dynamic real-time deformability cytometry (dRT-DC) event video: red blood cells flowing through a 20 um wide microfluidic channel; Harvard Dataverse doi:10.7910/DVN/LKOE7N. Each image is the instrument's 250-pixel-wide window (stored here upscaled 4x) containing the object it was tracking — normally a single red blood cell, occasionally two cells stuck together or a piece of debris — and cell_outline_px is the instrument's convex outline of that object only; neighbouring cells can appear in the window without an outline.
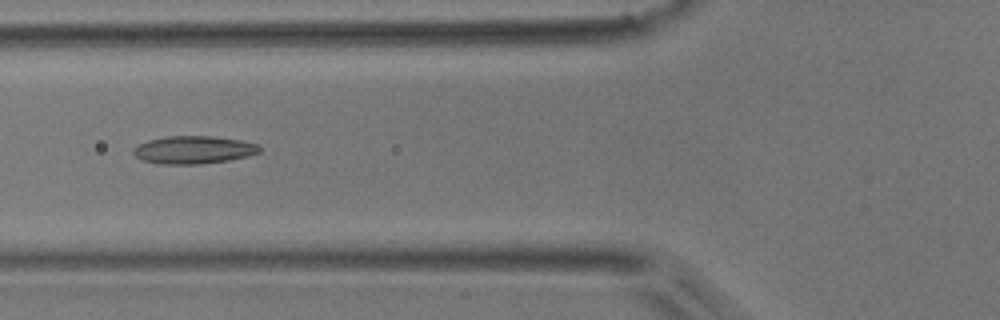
{"species": "common noctule bat (a hibernating species)", "species_latin": "Nyctalus noctula", "temperature_condition": "room temperature", "stored_images_in_passage": 6, "camera_frame_rate_fps": 3000, "um_per_image_px": 0.085, "animal": {"sex": "male", "body_mass_g": 17.9}, "frame": {"image": 1, "passage_image": 6, "time_ms": 5.667, "image_size_px": [1000, 320], "cell_outline_px": [[260, 152], [248, 156], [228, 160], [200, 164], [160, 164], [144, 160], [136, 156], [132, 152], [132, 148], [148, 140], [168, 136], [212, 136], [240, 140], [260, 144]], "centroid_in_image_um": [16.47, 12.73], "position_along_channel_um": 109.3, "area_um2": 20.4}}